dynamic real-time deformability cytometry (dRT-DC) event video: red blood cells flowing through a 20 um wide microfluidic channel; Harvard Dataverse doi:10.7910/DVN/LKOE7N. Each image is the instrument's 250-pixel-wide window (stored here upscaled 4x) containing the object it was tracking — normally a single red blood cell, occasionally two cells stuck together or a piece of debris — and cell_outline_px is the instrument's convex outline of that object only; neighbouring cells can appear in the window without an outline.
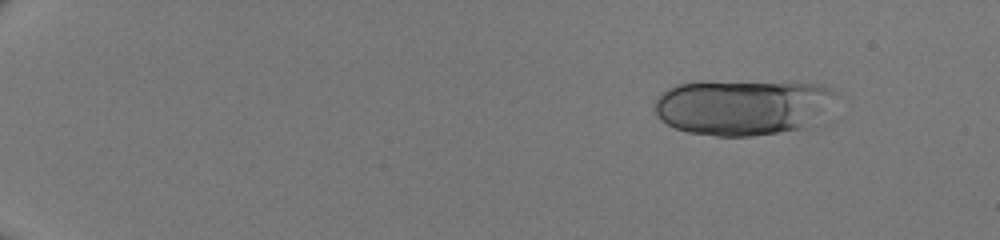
{"species": "human", "species_latin": "Homo sapiens", "temperature_condition": "room temperature", "stored_images_in_passage": 44, "camera_frame_rate_fps": 3000, "um_per_image_px": 0.085, "donor": {"sex": "male"}, "frame": {"image": 1, "passage_image": 1, "time_ms": 0.0, "image_size_px": [1000, 240], "cell_outline_px": [[840, 96], [804, 128], [780, 132], [752, 136], [716, 136], [688, 132], [676, 128], [660, 120], [656, 116], [656, 96], [668, 88], [676, 84], [700, 80], [796, 80], [824, 84], [832, 88]], "centroid_in_image_um": [63.15, 9.02], "position_along_channel_um": 21.8, "area_um2": 60.75}}
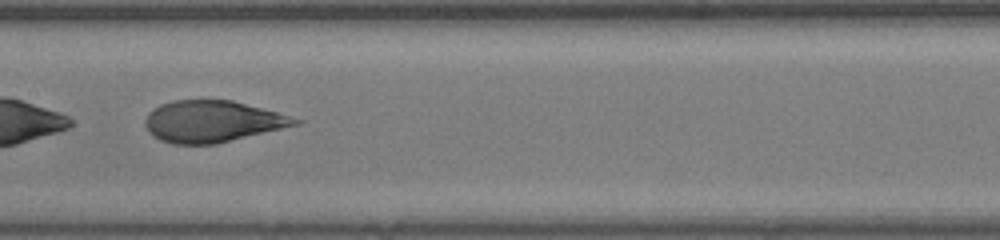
{"frame": {"image": 2, "passage_image": 24, "time_ms": 7.667, "image_size_px": [1000, 240], "cell_outline_px": [[304, 120], [300, 124], [216, 144], [172, 144], [160, 140], [148, 132], [144, 124], [144, 120], [148, 112], [160, 104], [172, 100], [232, 100], [276, 112]], "centroid_in_image_um": [18.02, 10.32], "position_along_channel_um": 189.4, "area_um2": 36.36}}
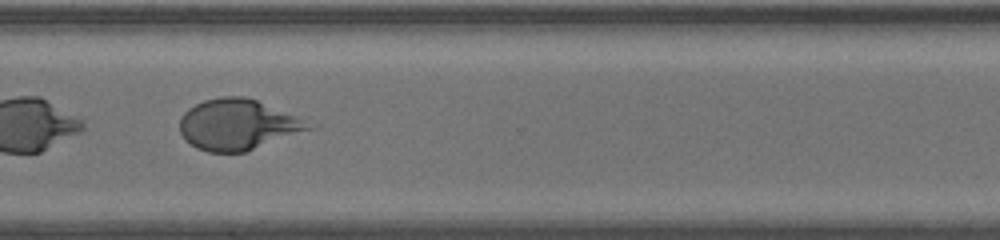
{"frame": {"image": 3, "passage_image": 35, "time_ms": 11.333, "image_size_px": [1000, 240], "cell_outline_px": [[320, 124], [316, 128], [244, 152], [208, 152], [196, 148], [184, 140], [180, 132], [180, 116], [188, 108], [204, 100], [220, 96], [244, 96], [256, 100]], "centroid_in_image_um": [20.26, 10.59], "position_along_channel_um": 350.3, "area_um2": 38.67}}